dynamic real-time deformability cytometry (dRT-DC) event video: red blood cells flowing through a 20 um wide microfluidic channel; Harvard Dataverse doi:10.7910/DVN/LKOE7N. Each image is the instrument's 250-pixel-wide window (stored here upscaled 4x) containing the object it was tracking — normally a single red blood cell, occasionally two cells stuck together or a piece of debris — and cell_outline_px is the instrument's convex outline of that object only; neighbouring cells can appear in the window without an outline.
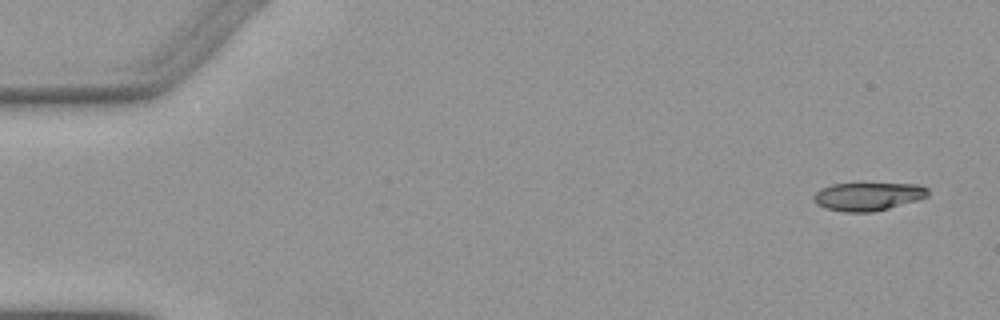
{"species": "Egyptian fruit bat (a non-hibernating species)", "species_latin": "Rousettus aegyptiacus", "temperature_condition": "warm", "stored_images_in_passage": 6, "camera_frame_rate_fps": 3000, "um_per_image_px": 0.085, "animal": {"sex": "female"}, "frame": {"image": 1, "passage_image": 1, "time_ms": 0.0, "image_size_px": [1000, 320], "cell_outline_px": [[928, 196], [920, 200], [872, 212], [844, 212], [824, 208], [816, 204], [812, 200], [812, 196], [820, 188], [832, 184], [856, 180], [864, 180], [920, 184], [928, 188]], "centroid_in_image_um": [73.77, 16.62], "position_along_channel_um": 11.2, "area_um2": 20.29}}
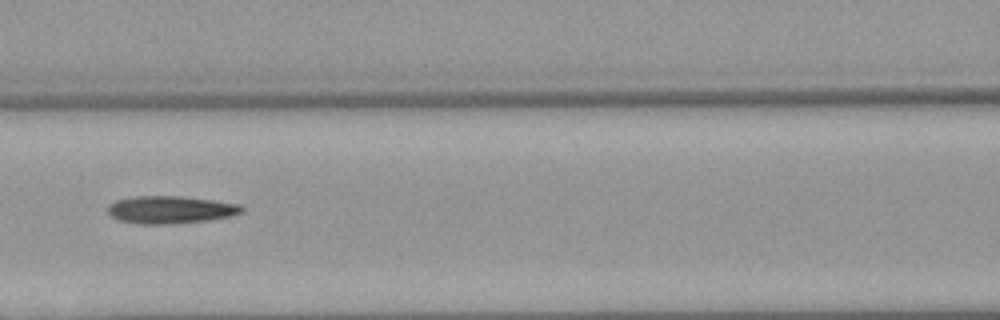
{"frame": {"image": 2, "passage_image": 6, "time_ms": 7.0, "image_size_px": [1000, 320], "cell_outline_px": [[244, 212], [228, 216], [208, 220], [168, 224], [140, 224], [120, 220], [112, 216], [108, 212], [108, 204], [116, 200], [136, 196], [180, 196], [212, 200], [240, 204], [244, 208]], "centroid_in_image_um": [14.49, 17.82], "position_along_channel_um": 152.1, "area_um2": 21.39}}